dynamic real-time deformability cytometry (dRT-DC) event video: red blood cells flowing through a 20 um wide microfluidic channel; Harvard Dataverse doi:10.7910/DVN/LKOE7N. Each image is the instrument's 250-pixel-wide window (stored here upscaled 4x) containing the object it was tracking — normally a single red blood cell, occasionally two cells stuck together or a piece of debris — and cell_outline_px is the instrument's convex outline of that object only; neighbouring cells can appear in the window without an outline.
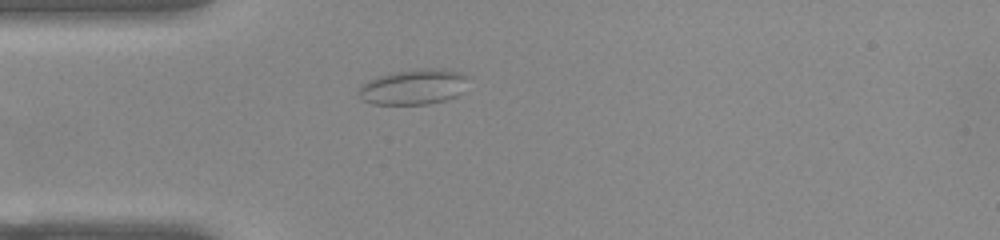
{"species": "common noctule bat (a hibernating species)", "species_latin": "Nyctalus noctula", "temperature_condition": "warm", "stored_images_in_passage": 35, "camera_frame_rate_fps": 3000, "um_per_image_px": 0.085, "animal": {"sex": "female", "body_mass_g": 22.0, "forearm_length_mm": 56.7}, "frame": {"image": 1, "passage_image": 1, "time_ms": 0.0, "image_size_px": [1000, 240], "cell_outline_px": [[468, 76], [460, 92], [456, 96], [444, 100], [428, 104], [372, 104], [364, 100], [360, 96], [360, 84], [368, 80], [380, 76], [396, 72], [420, 68], [444, 68]], "centroid_in_image_um": [35.13, 7.38], "position_along_channel_um": 49.9, "area_um2": 22.2}}
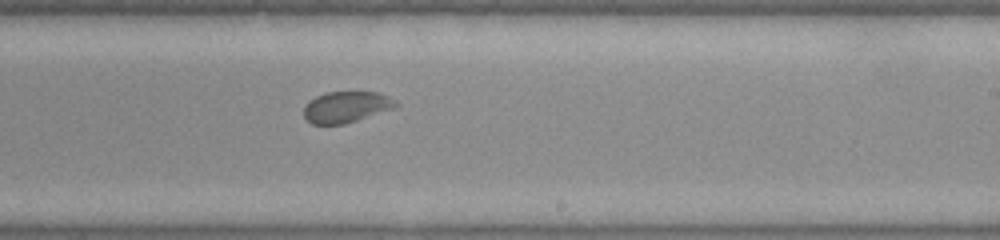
{"frame": {"image": 2, "passage_image": 18, "time_ms": 5.667, "image_size_px": [1000, 240], "cell_outline_px": [[400, 104], [396, 108], [344, 124], [312, 124], [304, 116], [304, 104], [308, 100], [316, 96], [328, 92], [380, 92], [396, 100]], "centroid_in_image_um": [29.46, 9.08], "position_along_channel_um": 259.5, "area_um2": 16.88}}
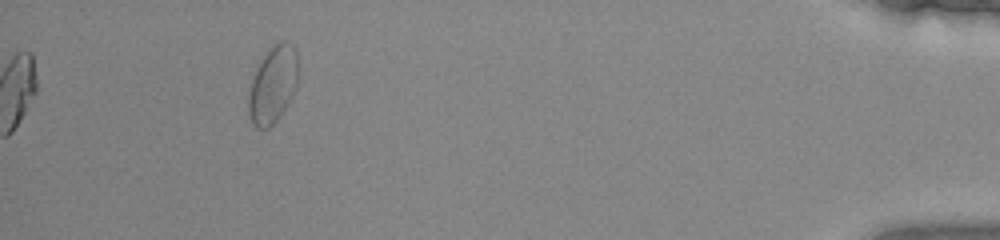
{"frame": {"image": 3, "passage_image": 35, "time_ms": 11.333, "image_size_px": [1000, 240], "cell_outline_px": [[296, 84], [280, 116], [268, 128], [256, 128], [252, 124], [248, 112], [248, 96], [256, 64], [268, 48], [284, 40], [292, 44], [296, 52]], "centroid_in_image_um": [23.13, 7.17], "position_along_channel_um": 412.1, "area_um2": 21.91}, "authors_computed_cell_mechanics": {"area_um2": 17.4556, "velocity_mm_per_s": 3.8623, "shape_relaxation_time_tau1_ms": null, "shape_relaxation_time_tau2_ms": 0.6002, "deformation_change_tau1": null, "deformation_change_tau2": 0.0505}}